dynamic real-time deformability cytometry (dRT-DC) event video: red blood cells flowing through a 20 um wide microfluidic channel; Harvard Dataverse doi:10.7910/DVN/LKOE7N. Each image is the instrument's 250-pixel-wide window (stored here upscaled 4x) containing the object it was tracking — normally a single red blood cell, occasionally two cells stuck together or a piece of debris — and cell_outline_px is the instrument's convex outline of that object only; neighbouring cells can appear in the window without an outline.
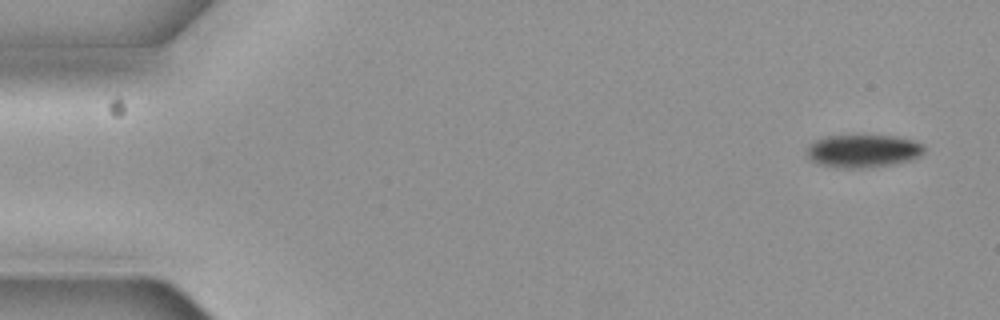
{"species": "common noctule bat (a hibernating species)", "species_latin": "Nyctalus noctula", "temperature_condition": "cold", "stored_images_in_passage": 6, "camera_frame_rate_fps": 3000, "um_per_image_px": 0.085, "animal": {"sex": "female", "body_mass_g": 19.3, "forearm_length_mm": 54.1}, "frame": {"image": 1, "passage_image": 1, "time_ms": 0.0, "image_size_px": [1000, 320], "cell_outline_px": [[924, 152], [920, 156], [912, 160], [896, 164], [864, 168], [836, 168], [820, 164], [808, 160], [804, 156], [804, 148], [808, 144], [824, 136], [892, 136], [912, 140], [924, 144]], "centroid_in_image_um": [73.29, 12.85], "position_along_channel_um": 11.7, "area_um2": 23.0}}
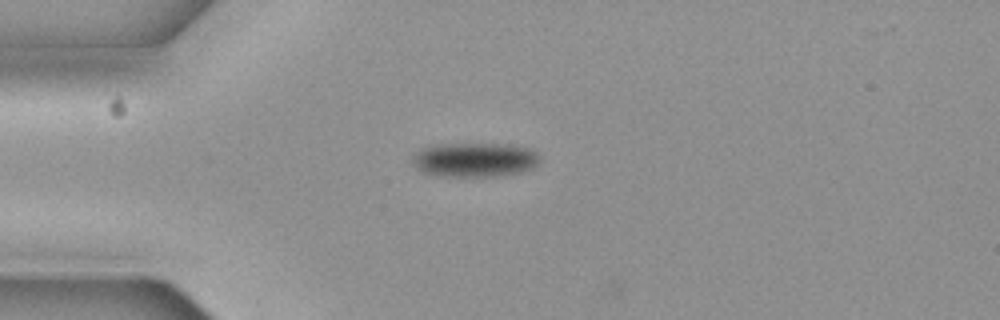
{"frame": {"image": 2, "passage_image": 4, "time_ms": 1.0, "image_size_px": [1000, 320], "cell_outline_px": [[540, 160], [532, 168], [524, 172], [496, 176], [444, 176], [424, 172], [416, 168], [412, 160], [424, 148], [448, 144], [508, 144], [532, 148], [540, 156]], "centroid_in_image_um": [40.46, 13.58], "position_along_channel_um": 44.5, "area_um2": 25.14}}
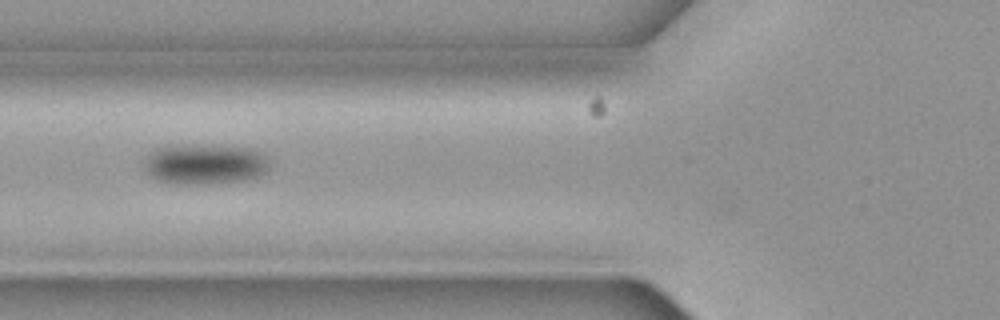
{"frame": {"image": 3, "passage_image": 6, "time_ms": 1.667, "image_size_px": [1000, 320], "cell_outline_px": [[268, 168], [264, 172], [256, 176], [244, 180], [212, 184], [168, 184], [156, 180], [148, 176], [144, 168], [148, 156], [152, 152], [168, 144], [252, 148], [264, 152], [268, 160]], "centroid_in_image_um": [17.38, 13.97], "position_along_channel_um": 108.4, "area_um2": 29.65}}